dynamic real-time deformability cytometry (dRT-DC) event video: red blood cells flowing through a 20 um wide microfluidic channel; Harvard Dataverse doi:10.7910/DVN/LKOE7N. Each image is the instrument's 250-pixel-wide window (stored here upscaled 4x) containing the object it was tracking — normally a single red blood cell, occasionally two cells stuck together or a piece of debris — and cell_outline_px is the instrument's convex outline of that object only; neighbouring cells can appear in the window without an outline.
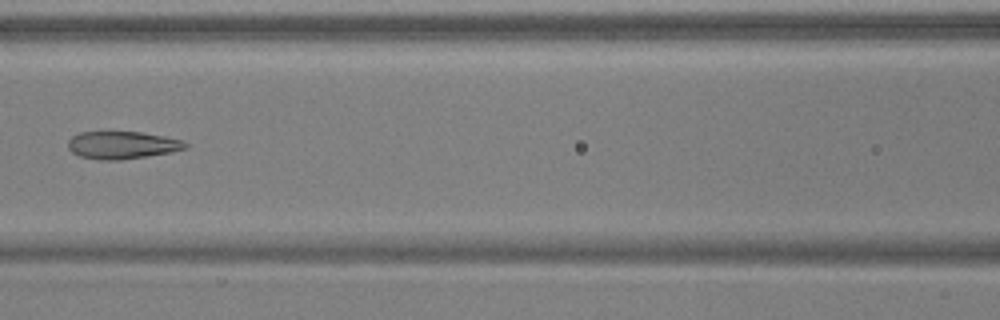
{"species": "common noctule bat (a hibernating species)", "species_latin": "Nyctalus noctula", "temperature_condition": "warm", "stored_images_in_passage": 6, "camera_frame_rate_fps": 3000, "um_per_image_px": 0.085, "animal": {"sex": "male", "body_mass_g": 17.9, "forearm_length_mm": 54.2}, "frame": {"image": 1, "passage_image": 6, "time_ms": 1.667, "image_size_px": [1000, 320], "cell_outline_px": [[188, 148], [172, 152], [148, 156], [120, 160], [100, 160], [80, 156], [72, 152], [68, 148], [68, 140], [72, 136], [80, 132], [140, 132], [164, 136], [180, 140], [188, 144]], "centroid_in_image_um": [10.38, 12.34], "position_along_channel_um": 156.2, "area_um2": 18.84}}